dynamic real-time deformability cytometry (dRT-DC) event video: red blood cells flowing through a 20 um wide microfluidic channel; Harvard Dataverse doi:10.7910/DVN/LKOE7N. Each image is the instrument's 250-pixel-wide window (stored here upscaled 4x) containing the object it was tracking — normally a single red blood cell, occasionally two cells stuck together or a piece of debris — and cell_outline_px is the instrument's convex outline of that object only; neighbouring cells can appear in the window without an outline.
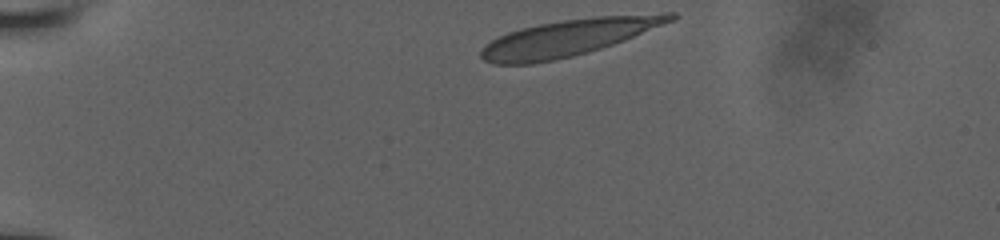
{"species": "human", "species_latin": "Homo sapiens", "temperature_condition": "room temperature", "stored_images_in_passage": 36, "camera_frame_rate_fps": 3000, "um_per_image_px": 0.085, "donor": {"sex": "male"}, "frame": {"image": 1, "passage_image": 1, "time_ms": 0.0, "image_size_px": [1000, 240], "cell_outline_px": [[676, 16], [672, 20], [624, 40], [600, 48], [572, 56], [532, 64], [496, 64], [484, 60], [480, 56], [480, 52], [484, 44], [508, 32], [520, 28], [540, 24], [564, 20], [596, 16], [664, 12], [676, 12]], "centroid_in_image_um": [48.3, 3.19], "position_along_channel_um": 36.7, "area_um2": 39.88}}
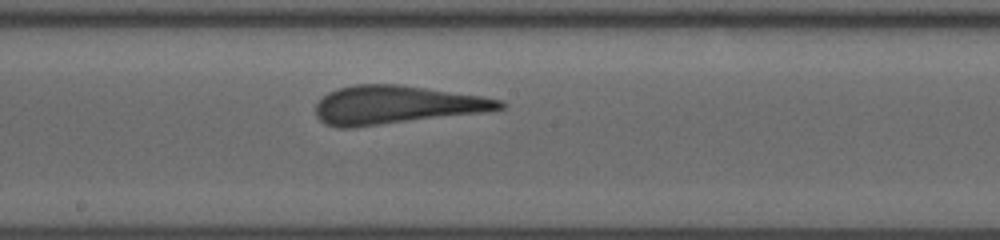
{"frame": {"image": 2, "passage_image": 20, "time_ms": 6.333, "image_size_px": [1000, 240], "cell_outline_px": [[508, 104], [504, 108], [492, 112], [356, 128], [336, 128], [324, 124], [316, 116], [316, 104], [328, 92], [340, 88], [356, 84], [396, 84], [480, 96], [504, 100]], "centroid_in_image_um": [33.73, 8.95], "position_along_channel_um": 214.5, "area_um2": 41.79}}
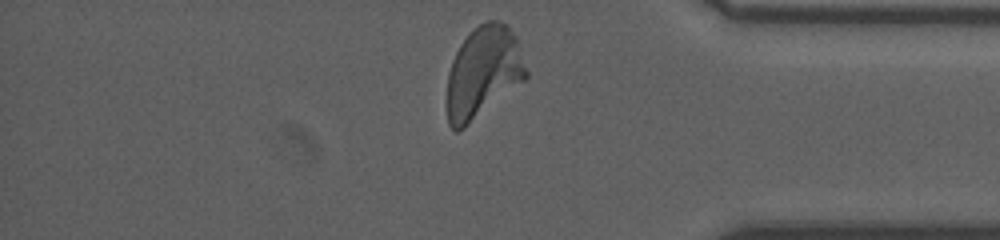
{"frame": {"image": 3, "passage_image": 35, "time_ms": 11.333, "image_size_px": [1000, 240], "cell_outline_px": [[528, 76], [524, 80], [464, 128], [456, 132], [448, 124], [448, 72], [452, 60], [460, 44], [484, 20], [500, 20], [508, 24], [516, 36], [528, 72]], "centroid_in_image_um": [41.09, 6.12], "position_along_channel_um": 394.1, "area_um2": 41.79}, "authors_computed_cell_mechanics": {"area_um2": 40.8646, "velocity_mm_per_s": 3.8979, "shape_relaxation_time_tau1_ms": 6.0702, "shape_relaxation_time_tau2_ms": null, "deformation_change_tau1": 0.2293, "deformation_change_tau2": null}}